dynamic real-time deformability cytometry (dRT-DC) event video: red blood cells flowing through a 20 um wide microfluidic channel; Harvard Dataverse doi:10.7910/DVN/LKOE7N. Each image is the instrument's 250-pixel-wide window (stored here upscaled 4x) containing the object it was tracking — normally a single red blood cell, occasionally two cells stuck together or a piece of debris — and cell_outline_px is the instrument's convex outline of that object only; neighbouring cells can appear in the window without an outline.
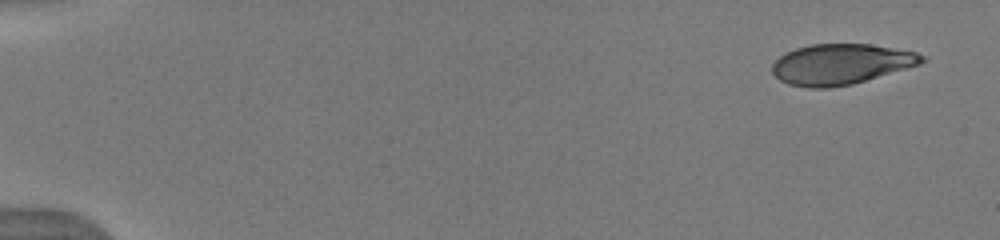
{"species": "human", "species_latin": "Homo sapiens", "temperature_condition": "warm", "stored_images_in_passage": 11, "camera_frame_rate_fps": 3000, "um_per_image_px": 0.085, "donor": {"sex": "male"}, "frame": {"image": 1, "passage_image": 1, "time_ms": 0.0, "image_size_px": [1000, 240], "cell_outline_px": [[928, 60], [920, 64], [852, 84], [828, 88], [808, 88], [788, 84], [780, 80], [772, 72], [772, 64], [784, 52], [796, 48], [812, 44], [868, 44], [916, 52], [928, 56]], "centroid_in_image_um": [71.47, 5.45], "position_along_channel_um": 13.5, "area_um2": 35.32}}
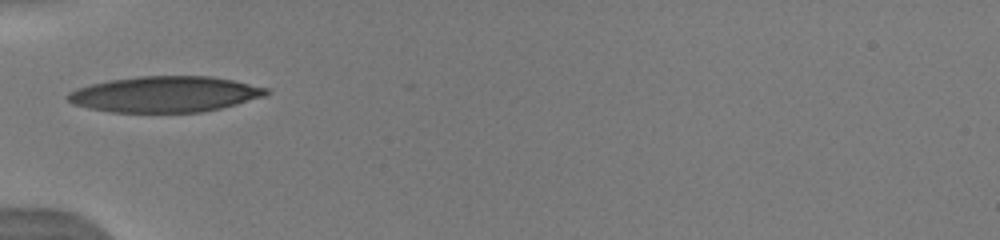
{"frame": {"image": 2, "passage_image": 7, "time_ms": 5.333, "image_size_px": [1000, 240], "cell_outline_px": [[268, 92], [264, 96], [236, 104], [220, 108], [200, 112], [112, 112], [88, 108], [72, 104], [64, 96], [68, 92], [76, 88], [108, 80], [140, 76], [212, 76], [232, 80], [268, 88]], "centroid_in_image_um": [13.97, 8.0], "position_along_channel_um": 71.0, "area_um2": 41.38}}